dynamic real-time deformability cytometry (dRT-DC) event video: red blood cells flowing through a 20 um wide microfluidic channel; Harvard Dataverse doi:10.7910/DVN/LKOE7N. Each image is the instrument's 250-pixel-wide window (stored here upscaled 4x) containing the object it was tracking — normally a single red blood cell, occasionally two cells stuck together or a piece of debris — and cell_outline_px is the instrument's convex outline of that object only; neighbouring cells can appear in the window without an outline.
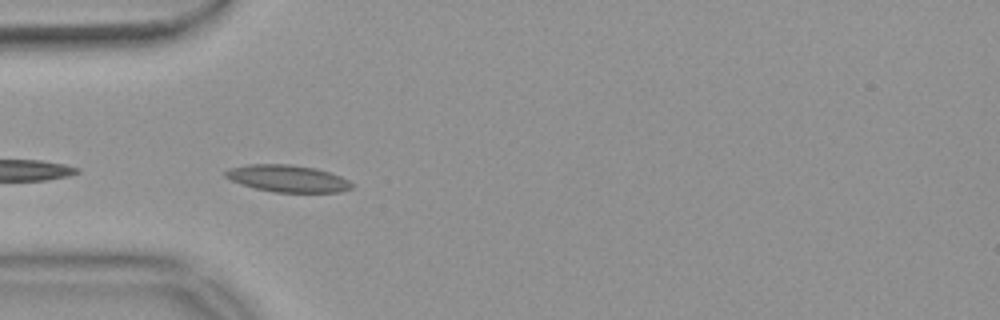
{"species": "common noctule bat (a hibernating species)", "species_latin": "Nyctalus noctula", "temperature_condition": "warm", "stored_images_in_passage": 5, "camera_frame_rate_fps": 3000, "um_per_image_px": 0.085, "animal": {"sex": "female", "body_mass_g": 18.4}, "frame": {"image": 1, "passage_image": 2, "time_ms": 0.333, "image_size_px": [1000, 320], "cell_outline_px": [[352, 188], [340, 192], [276, 192], [256, 188], [240, 184], [224, 176], [224, 172], [228, 168], [248, 164], [288, 164], [316, 168], [340, 176], [348, 180], [352, 184]], "centroid_in_image_um": [24.42, 15.16], "position_along_channel_um": 60.6, "area_um2": 19.77}}